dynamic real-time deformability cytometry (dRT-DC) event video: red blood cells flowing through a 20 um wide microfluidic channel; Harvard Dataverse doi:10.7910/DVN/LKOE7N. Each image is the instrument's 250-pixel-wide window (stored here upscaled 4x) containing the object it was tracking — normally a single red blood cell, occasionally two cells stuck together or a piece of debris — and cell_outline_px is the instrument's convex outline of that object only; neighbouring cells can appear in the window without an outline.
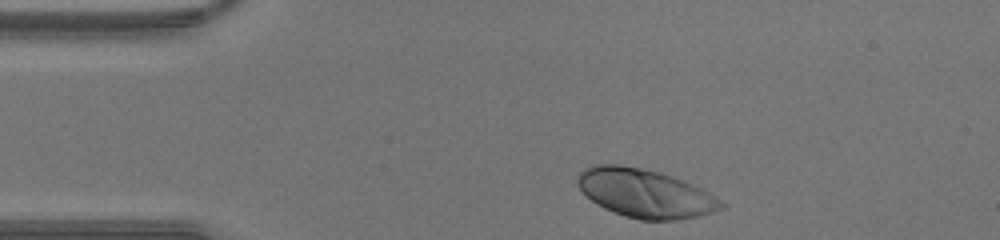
{"species": "human", "species_latin": "Homo sapiens", "temperature_condition": "warm", "stored_images_in_passage": 29, "camera_frame_rate_fps": 3000, "um_per_image_px": 0.085, "donor": {"sex": "male"}, "frame": {"image": 1, "passage_image": 1, "time_ms": 0.0, "image_size_px": [1000, 240], "cell_outline_px": [[728, 204], [724, 208], [700, 216], [676, 220], [640, 220], [624, 216], [604, 208], [592, 200], [576, 184], [576, 176], [584, 168], [592, 164], [620, 164], [660, 172], [672, 176], [692, 184], [716, 196]], "centroid_in_image_um": [54.85, 16.43], "position_along_channel_um": 30.2, "area_um2": 40.81}}
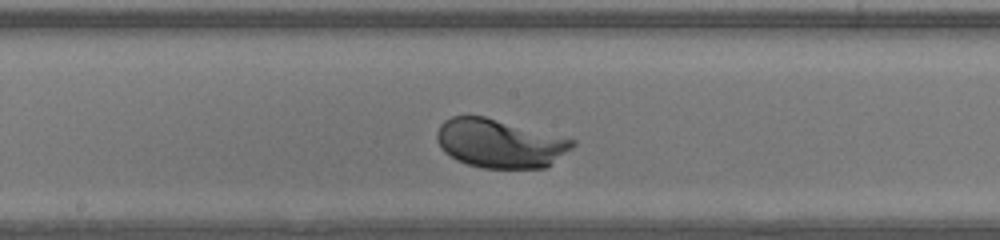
{"frame": {"image": 2, "passage_image": 16, "time_ms": 5.0, "image_size_px": [1000, 240], "cell_outline_px": [[576, 144], [572, 148], [544, 168], [480, 168], [456, 160], [444, 152], [440, 148], [436, 140], [436, 132], [440, 124], [444, 120], [452, 116], [484, 116], [576, 140]], "centroid_in_image_um": [42.43, 12.19], "position_along_channel_um": 205.8, "area_um2": 38.38}}
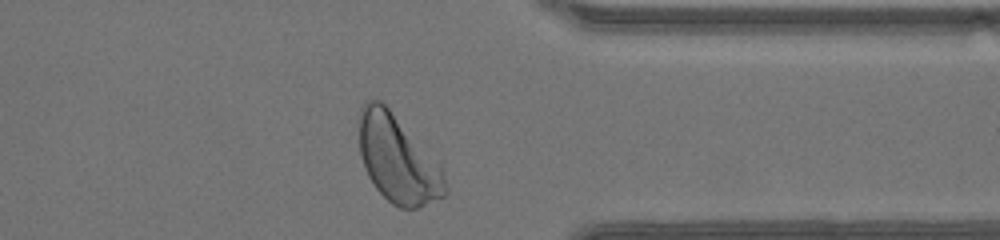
{"frame": {"image": 3, "passage_image": 28, "time_ms": 9.0, "image_size_px": [1000, 240], "cell_outline_px": [[448, 192], [444, 196], [420, 208], [400, 208], [392, 204], [376, 188], [368, 176], [364, 168], [360, 156], [356, 120], [360, 108], [368, 100], [380, 100], [388, 108], [444, 168], [448, 188]], "centroid_in_image_um": [33.79, 13.54], "position_along_channel_um": 377.6, "area_um2": 44.45}}